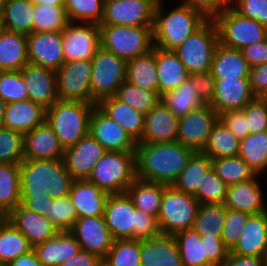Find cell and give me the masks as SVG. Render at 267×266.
<instances>
[{
  "label": "cell",
  "instance_id": "cell-53",
  "mask_svg": "<svg viewBox=\"0 0 267 266\" xmlns=\"http://www.w3.org/2000/svg\"><path fill=\"white\" fill-rule=\"evenodd\" d=\"M24 161V134L0 128V163L21 164Z\"/></svg>",
  "mask_w": 267,
  "mask_h": 266
},
{
  "label": "cell",
  "instance_id": "cell-35",
  "mask_svg": "<svg viewBox=\"0 0 267 266\" xmlns=\"http://www.w3.org/2000/svg\"><path fill=\"white\" fill-rule=\"evenodd\" d=\"M27 63V35L0 28V71H20Z\"/></svg>",
  "mask_w": 267,
  "mask_h": 266
},
{
  "label": "cell",
  "instance_id": "cell-57",
  "mask_svg": "<svg viewBox=\"0 0 267 266\" xmlns=\"http://www.w3.org/2000/svg\"><path fill=\"white\" fill-rule=\"evenodd\" d=\"M232 8L241 16L267 27V0H237Z\"/></svg>",
  "mask_w": 267,
  "mask_h": 266
},
{
  "label": "cell",
  "instance_id": "cell-5",
  "mask_svg": "<svg viewBox=\"0 0 267 266\" xmlns=\"http://www.w3.org/2000/svg\"><path fill=\"white\" fill-rule=\"evenodd\" d=\"M96 104L57 100L46 109L47 124L64 149L74 146L89 133L90 116Z\"/></svg>",
  "mask_w": 267,
  "mask_h": 266
},
{
  "label": "cell",
  "instance_id": "cell-65",
  "mask_svg": "<svg viewBox=\"0 0 267 266\" xmlns=\"http://www.w3.org/2000/svg\"><path fill=\"white\" fill-rule=\"evenodd\" d=\"M20 204L32 212H37L47 217L49 197L43 198H21Z\"/></svg>",
  "mask_w": 267,
  "mask_h": 266
},
{
  "label": "cell",
  "instance_id": "cell-61",
  "mask_svg": "<svg viewBox=\"0 0 267 266\" xmlns=\"http://www.w3.org/2000/svg\"><path fill=\"white\" fill-rule=\"evenodd\" d=\"M249 82L252 93L256 97H265L267 94V64L251 67Z\"/></svg>",
  "mask_w": 267,
  "mask_h": 266
},
{
  "label": "cell",
  "instance_id": "cell-22",
  "mask_svg": "<svg viewBox=\"0 0 267 266\" xmlns=\"http://www.w3.org/2000/svg\"><path fill=\"white\" fill-rule=\"evenodd\" d=\"M20 71L29 100L42 105L45 109L58 100L54 70L27 63Z\"/></svg>",
  "mask_w": 267,
  "mask_h": 266
},
{
  "label": "cell",
  "instance_id": "cell-15",
  "mask_svg": "<svg viewBox=\"0 0 267 266\" xmlns=\"http://www.w3.org/2000/svg\"><path fill=\"white\" fill-rule=\"evenodd\" d=\"M218 120L219 114L209 104L191 111L178 120L177 142L195 152L202 151Z\"/></svg>",
  "mask_w": 267,
  "mask_h": 266
},
{
  "label": "cell",
  "instance_id": "cell-25",
  "mask_svg": "<svg viewBox=\"0 0 267 266\" xmlns=\"http://www.w3.org/2000/svg\"><path fill=\"white\" fill-rule=\"evenodd\" d=\"M6 218L25 235L32 247L45 242L59 232L46 216L27 210L21 204Z\"/></svg>",
  "mask_w": 267,
  "mask_h": 266
},
{
  "label": "cell",
  "instance_id": "cell-72",
  "mask_svg": "<svg viewBox=\"0 0 267 266\" xmlns=\"http://www.w3.org/2000/svg\"><path fill=\"white\" fill-rule=\"evenodd\" d=\"M6 217L0 212V224L4 221Z\"/></svg>",
  "mask_w": 267,
  "mask_h": 266
},
{
  "label": "cell",
  "instance_id": "cell-47",
  "mask_svg": "<svg viewBox=\"0 0 267 266\" xmlns=\"http://www.w3.org/2000/svg\"><path fill=\"white\" fill-rule=\"evenodd\" d=\"M115 97L144 115L161 100L157 91L146 90L127 81L118 88Z\"/></svg>",
  "mask_w": 267,
  "mask_h": 266
},
{
  "label": "cell",
  "instance_id": "cell-10",
  "mask_svg": "<svg viewBox=\"0 0 267 266\" xmlns=\"http://www.w3.org/2000/svg\"><path fill=\"white\" fill-rule=\"evenodd\" d=\"M222 45L239 49L267 38V27L256 20L241 16L232 7L223 8L213 18Z\"/></svg>",
  "mask_w": 267,
  "mask_h": 266
},
{
  "label": "cell",
  "instance_id": "cell-7",
  "mask_svg": "<svg viewBox=\"0 0 267 266\" xmlns=\"http://www.w3.org/2000/svg\"><path fill=\"white\" fill-rule=\"evenodd\" d=\"M99 26L100 46L125 61L144 55L153 48V27Z\"/></svg>",
  "mask_w": 267,
  "mask_h": 266
},
{
  "label": "cell",
  "instance_id": "cell-52",
  "mask_svg": "<svg viewBox=\"0 0 267 266\" xmlns=\"http://www.w3.org/2000/svg\"><path fill=\"white\" fill-rule=\"evenodd\" d=\"M227 190L228 185L216 175L211 167L203 176V181L193 196L199 204H219L225 202Z\"/></svg>",
  "mask_w": 267,
  "mask_h": 266
},
{
  "label": "cell",
  "instance_id": "cell-41",
  "mask_svg": "<svg viewBox=\"0 0 267 266\" xmlns=\"http://www.w3.org/2000/svg\"><path fill=\"white\" fill-rule=\"evenodd\" d=\"M212 167L211 158L201 151L194 152L172 186L194 195L203 181V176Z\"/></svg>",
  "mask_w": 267,
  "mask_h": 266
},
{
  "label": "cell",
  "instance_id": "cell-16",
  "mask_svg": "<svg viewBox=\"0 0 267 266\" xmlns=\"http://www.w3.org/2000/svg\"><path fill=\"white\" fill-rule=\"evenodd\" d=\"M65 62L91 60L100 47V26L97 23L69 22L62 30Z\"/></svg>",
  "mask_w": 267,
  "mask_h": 266
},
{
  "label": "cell",
  "instance_id": "cell-18",
  "mask_svg": "<svg viewBox=\"0 0 267 266\" xmlns=\"http://www.w3.org/2000/svg\"><path fill=\"white\" fill-rule=\"evenodd\" d=\"M107 151L88 133L63 153L65 169L74 180L88 179L96 163Z\"/></svg>",
  "mask_w": 267,
  "mask_h": 266
},
{
  "label": "cell",
  "instance_id": "cell-34",
  "mask_svg": "<svg viewBox=\"0 0 267 266\" xmlns=\"http://www.w3.org/2000/svg\"><path fill=\"white\" fill-rule=\"evenodd\" d=\"M156 66L159 80V94L178 88L190 73L172 50L156 47Z\"/></svg>",
  "mask_w": 267,
  "mask_h": 266
},
{
  "label": "cell",
  "instance_id": "cell-27",
  "mask_svg": "<svg viewBox=\"0 0 267 266\" xmlns=\"http://www.w3.org/2000/svg\"><path fill=\"white\" fill-rule=\"evenodd\" d=\"M257 175L255 178L228 186L224 205L230 210H239L249 214L267 211L263 188Z\"/></svg>",
  "mask_w": 267,
  "mask_h": 266
},
{
  "label": "cell",
  "instance_id": "cell-28",
  "mask_svg": "<svg viewBox=\"0 0 267 266\" xmlns=\"http://www.w3.org/2000/svg\"><path fill=\"white\" fill-rule=\"evenodd\" d=\"M140 266H183L174 235L141 240Z\"/></svg>",
  "mask_w": 267,
  "mask_h": 266
},
{
  "label": "cell",
  "instance_id": "cell-68",
  "mask_svg": "<svg viewBox=\"0 0 267 266\" xmlns=\"http://www.w3.org/2000/svg\"><path fill=\"white\" fill-rule=\"evenodd\" d=\"M6 104L7 103L0 97V128L3 127Z\"/></svg>",
  "mask_w": 267,
  "mask_h": 266
},
{
  "label": "cell",
  "instance_id": "cell-44",
  "mask_svg": "<svg viewBox=\"0 0 267 266\" xmlns=\"http://www.w3.org/2000/svg\"><path fill=\"white\" fill-rule=\"evenodd\" d=\"M239 146L240 140L218 120L201 152L211 159L231 157L238 155Z\"/></svg>",
  "mask_w": 267,
  "mask_h": 266
},
{
  "label": "cell",
  "instance_id": "cell-64",
  "mask_svg": "<svg viewBox=\"0 0 267 266\" xmlns=\"http://www.w3.org/2000/svg\"><path fill=\"white\" fill-rule=\"evenodd\" d=\"M99 259L100 257L95 253L80 250L60 266H95Z\"/></svg>",
  "mask_w": 267,
  "mask_h": 266
},
{
  "label": "cell",
  "instance_id": "cell-26",
  "mask_svg": "<svg viewBox=\"0 0 267 266\" xmlns=\"http://www.w3.org/2000/svg\"><path fill=\"white\" fill-rule=\"evenodd\" d=\"M229 253L267 258V211L250 214L239 241Z\"/></svg>",
  "mask_w": 267,
  "mask_h": 266
},
{
  "label": "cell",
  "instance_id": "cell-42",
  "mask_svg": "<svg viewBox=\"0 0 267 266\" xmlns=\"http://www.w3.org/2000/svg\"><path fill=\"white\" fill-rule=\"evenodd\" d=\"M32 248L25 235L5 218L0 224V264L7 265Z\"/></svg>",
  "mask_w": 267,
  "mask_h": 266
},
{
  "label": "cell",
  "instance_id": "cell-63",
  "mask_svg": "<svg viewBox=\"0 0 267 266\" xmlns=\"http://www.w3.org/2000/svg\"><path fill=\"white\" fill-rule=\"evenodd\" d=\"M223 266H267V258L229 253Z\"/></svg>",
  "mask_w": 267,
  "mask_h": 266
},
{
  "label": "cell",
  "instance_id": "cell-71",
  "mask_svg": "<svg viewBox=\"0 0 267 266\" xmlns=\"http://www.w3.org/2000/svg\"><path fill=\"white\" fill-rule=\"evenodd\" d=\"M8 0H0V11L4 8V5L6 4Z\"/></svg>",
  "mask_w": 267,
  "mask_h": 266
},
{
  "label": "cell",
  "instance_id": "cell-6",
  "mask_svg": "<svg viewBox=\"0 0 267 266\" xmlns=\"http://www.w3.org/2000/svg\"><path fill=\"white\" fill-rule=\"evenodd\" d=\"M135 179V152L107 151L87 180L108 194H121L126 192Z\"/></svg>",
  "mask_w": 267,
  "mask_h": 266
},
{
  "label": "cell",
  "instance_id": "cell-59",
  "mask_svg": "<svg viewBox=\"0 0 267 266\" xmlns=\"http://www.w3.org/2000/svg\"><path fill=\"white\" fill-rule=\"evenodd\" d=\"M205 104H210L215 94V79L210 71L191 73L189 76Z\"/></svg>",
  "mask_w": 267,
  "mask_h": 266
},
{
  "label": "cell",
  "instance_id": "cell-39",
  "mask_svg": "<svg viewBox=\"0 0 267 266\" xmlns=\"http://www.w3.org/2000/svg\"><path fill=\"white\" fill-rule=\"evenodd\" d=\"M165 186L161 183L136 178L127 188L126 193L131 198L135 208L158 218Z\"/></svg>",
  "mask_w": 267,
  "mask_h": 266
},
{
  "label": "cell",
  "instance_id": "cell-67",
  "mask_svg": "<svg viewBox=\"0 0 267 266\" xmlns=\"http://www.w3.org/2000/svg\"><path fill=\"white\" fill-rule=\"evenodd\" d=\"M35 6L40 4H47L53 6H64L65 0H29Z\"/></svg>",
  "mask_w": 267,
  "mask_h": 266
},
{
  "label": "cell",
  "instance_id": "cell-55",
  "mask_svg": "<svg viewBox=\"0 0 267 266\" xmlns=\"http://www.w3.org/2000/svg\"><path fill=\"white\" fill-rule=\"evenodd\" d=\"M249 213L239 210H226L223 229L221 231V238L224 245L231 250L239 241L242 230L247 222Z\"/></svg>",
  "mask_w": 267,
  "mask_h": 266
},
{
  "label": "cell",
  "instance_id": "cell-62",
  "mask_svg": "<svg viewBox=\"0 0 267 266\" xmlns=\"http://www.w3.org/2000/svg\"><path fill=\"white\" fill-rule=\"evenodd\" d=\"M183 4L201 11L207 18L213 19L225 6L219 0H183Z\"/></svg>",
  "mask_w": 267,
  "mask_h": 266
},
{
  "label": "cell",
  "instance_id": "cell-24",
  "mask_svg": "<svg viewBox=\"0 0 267 266\" xmlns=\"http://www.w3.org/2000/svg\"><path fill=\"white\" fill-rule=\"evenodd\" d=\"M65 149L45 121L24 134V160L62 159Z\"/></svg>",
  "mask_w": 267,
  "mask_h": 266
},
{
  "label": "cell",
  "instance_id": "cell-49",
  "mask_svg": "<svg viewBox=\"0 0 267 266\" xmlns=\"http://www.w3.org/2000/svg\"><path fill=\"white\" fill-rule=\"evenodd\" d=\"M104 0H65L64 8L69 22L100 24Z\"/></svg>",
  "mask_w": 267,
  "mask_h": 266
},
{
  "label": "cell",
  "instance_id": "cell-69",
  "mask_svg": "<svg viewBox=\"0 0 267 266\" xmlns=\"http://www.w3.org/2000/svg\"><path fill=\"white\" fill-rule=\"evenodd\" d=\"M225 7H232L237 0H219Z\"/></svg>",
  "mask_w": 267,
  "mask_h": 266
},
{
  "label": "cell",
  "instance_id": "cell-66",
  "mask_svg": "<svg viewBox=\"0 0 267 266\" xmlns=\"http://www.w3.org/2000/svg\"><path fill=\"white\" fill-rule=\"evenodd\" d=\"M6 266H44L38 259L34 249L18 256L10 261Z\"/></svg>",
  "mask_w": 267,
  "mask_h": 266
},
{
  "label": "cell",
  "instance_id": "cell-8",
  "mask_svg": "<svg viewBox=\"0 0 267 266\" xmlns=\"http://www.w3.org/2000/svg\"><path fill=\"white\" fill-rule=\"evenodd\" d=\"M183 266H223L229 249L221 237L201 236L193 228L174 235Z\"/></svg>",
  "mask_w": 267,
  "mask_h": 266
},
{
  "label": "cell",
  "instance_id": "cell-32",
  "mask_svg": "<svg viewBox=\"0 0 267 266\" xmlns=\"http://www.w3.org/2000/svg\"><path fill=\"white\" fill-rule=\"evenodd\" d=\"M33 249L44 266H60L81 250L70 231H59L45 242L35 245Z\"/></svg>",
  "mask_w": 267,
  "mask_h": 266
},
{
  "label": "cell",
  "instance_id": "cell-51",
  "mask_svg": "<svg viewBox=\"0 0 267 266\" xmlns=\"http://www.w3.org/2000/svg\"><path fill=\"white\" fill-rule=\"evenodd\" d=\"M47 219L59 231H70L78 219L76 209L69 196L49 198Z\"/></svg>",
  "mask_w": 267,
  "mask_h": 266
},
{
  "label": "cell",
  "instance_id": "cell-9",
  "mask_svg": "<svg viewBox=\"0 0 267 266\" xmlns=\"http://www.w3.org/2000/svg\"><path fill=\"white\" fill-rule=\"evenodd\" d=\"M199 207L198 200L190 194L165 186L158 214L161 234L175 235L179 231L191 229Z\"/></svg>",
  "mask_w": 267,
  "mask_h": 266
},
{
  "label": "cell",
  "instance_id": "cell-60",
  "mask_svg": "<svg viewBox=\"0 0 267 266\" xmlns=\"http://www.w3.org/2000/svg\"><path fill=\"white\" fill-rule=\"evenodd\" d=\"M241 52L250 68L267 64V38L261 42L243 47Z\"/></svg>",
  "mask_w": 267,
  "mask_h": 266
},
{
  "label": "cell",
  "instance_id": "cell-48",
  "mask_svg": "<svg viewBox=\"0 0 267 266\" xmlns=\"http://www.w3.org/2000/svg\"><path fill=\"white\" fill-rule=\"evenodd\" d=\"M69 24L64 6L36 5L33 32L62 31Z\"/></svg>",
  "mask_w": 267,
  "mask_h": 266
},
{
  "label": "cell",
  "instance_id": "cell-56",
  "mask_svg": "<svg viewBox=\"0 0 267 266\" xmlns=\"http://www.w3.org/2000/svg\"><path fill=\"white\" fill-rule=\"evenodd\" d=\"M248 120V135L267 130V100L255 97L244 108Z\"/></svg>",
  "mask_w": 267,
  "mask_h": 266
},
{
  "label": "cell",
  "instance_id": "cell-36",
  "mask_svg": "<svg viewBox=\"0 0 267 266\" xmlns=\"http://www.w3.org/2000/svg\"><path fill=\"white\" fill-rule=\"evenodd\" d=\"M34 8L29 0H8L0 11V28L29 35L33 32Z\"/></svg>",
  "mask_w": 267,
  "mask_h": 266
},
{
  "label": "cell",
  "instance_id": "cell-14",
  "mask_svg": "<svg viewBox=\"0 0 267 266\" xmlns=\"http://www.w3.org/2000/svg\"><path fill=\"white\" fill-rule=\"evenodd\" d=\"M157 0L105 1L99 25L153 27Z\"/></svg>",
  "mask_w": 267,
  "mask_h": 266
},
{
  "label": "cell",
  "instance_id": "cell-58",
  "mask_svg": "<svg viewBox=\"0 0 267 266\" xmlns=\"http://www.w3.org/2000/svg\"><path fill=\"white\" fill-rule=\"evenodd\" d=\"M219 121L239 140L248 136V120L243 109L222 112L219 114Z\"/></svg>",
  "mask_w": 267,
  "mask_h": 266
},
{
  "label": "cell",
  "instance_id": "cell-19",
  "mask_svg": "<svg viewBox=\"0 0 267 266\" xmlns=\"http://www.w3.org/2000/svg\"><path fill=\"white\" fill-rule=\"evenodd\" d=\"M89 133L106 151L135 152L137 142L97 106L94 107L90 116Z\"/></svg>",
  "mask_w": 267,
  "mask_h": 266
},
{
  "label": "cell",
  "instance_id": "cell-30",
  "mask_svg": "<svg viewBox=\"0 0 267 266\" xmlns=\"http://www.w3.org/2000/svg\"><path fill=\"white\" fill-rule=\"evenodd\" d=\"M96 106L106 116L119 124L136 142L142 138L145 123L144 114L115 96L101 99Z\"/></svg>",
  "mask_w": 267,
  "mask_h": 266
},
{
  "label": "cell",
  "instance_id": "cell-45",
  "mask_svg": "<svg viewBox=\"0 0 267 266\" xmlns=\"http://www.w3.org/2000/svg\"><path fill=\"white\" fill-rule=\"evenodd\" d=\"M211 162L216 175L228 186L253 179L257 176L253 169L238 155L213 158Z\"/></svg>",
  "mask_w": 267,
  "mask_h": 266
},
{
  "label": "cell",
  "instance_id": "cell-38",
  "mask_svg": "<svg viewBox=\"0 0 267 266\" xmlns=\"http://www.w3.org/2000/svg\"><path fill=\"white\" fill-rule=\"evenodd\" d=\"M20 201V164L0 163V212L6 217Z\"/></svg>",
  "mask_w": 267,
  "mask_h": 266
},
{
  "label": "cell",
  "instance_id": "cell-23",
  "mask_svg": "<svg viewBox=\"0 0 267 266\" xmlns=\"http://www.w3.org/2000/svg\"><path fill=\"white\" fill-rule=\"evenodd\" d=\"M255 97L249 78L215 79V94L209 105L221 114L228 110L243 109Z\"/></svg>",
  "mask_w": 267,
  "mask_h": 266
},
{
  "label": "cell",
  "instance_id": "cell-46",
  "mask_svg": "<svg viewBox=\"0 0 267 266\" xmlns=\"http://www.w3.org/2000/svg\"><path fill=\"white\" fill-rule=\"evenodd\" d=\"M226 210L224 203L199 204L192 228L201 236L221 237Z\"/></svg>",
  "mask_w": 267,
  "mask_h": 266
},
{
  "label": "cell",
  "instance_id": "cell-40",
  "mask_svg": "<svg viewBox=\"0 0 267 266\" xmlns=\"http://www.w3.org/2000/svg\"><path fill=\"white\" fill-rule=\"evenodd\" d=\"M162 102L178 117L186 116L191 111L202 107L205 103L194 87V81L189 77L178 88L161 95Z\"/></svg>",
  "mask_w": 267,
  "mask_h": 266
},
{
  "label": "cell",
  "instance_id": "cell-54",
  "mask_svg": "<svg viewBox=\"0 0 267 266\" xmlns=\"http://www.w3.org/2000/svg\"><path fill=\"white\" fill-rule=\"evenodd\" d=\"M0 97L6 103L28 100L21 71H0Z\"/></svg>",
  "mask_w": 267,
  "mask_h": 266
},
{
  "label": "cell",
  "instance_id": "cell-4",
  "mask_svg": "<svg viewBox=\"0 0 267 266\" xmlns=\"http://www.w3.org/2000/svg\"><path fill=\"white\" fill-rule=\"evenodd\" d=\"M163 7V0L158 1L152 34L153 46L164 50L176 49L209 19L201 11L183 3L167 13Z\"/></svg>",
  "mask_w": 267,
  "mask_h": 266
},
{
  "label": "cell",
  "instance_id": "cell-21",
  "mask_svg": "<svg viewBox=\"0 0 267 266\" xmlns=\"http://www.w3.org/2000/svg\"><path fill=\"white\" fill-rule=\"evenodd\" d=\"M179 118L160 100L145 114L144 131L137 143L176 142Z\"/></svg>",
  "mask_w": 267,
  "mask_h": 266
},
{
  "label": "cell",
  "instance_id": "cell-20",
  "mask_svg": "<svg viewBox=\"0 0 267 266\" xmlns=\"http://www.w3.org/2000/svg\"><path fill=\"white\" fill-rule=\"evenodd\" d=\"M70 232L81 250L104 258L110 251L114 238L106 225L104 216L78 218Z\"/></svg>",
  "mask_w": 267,
  "mask_h": 266
},
{
  "label": "cell",
  "instance_id": "cell-13",
  "mask_svg": "<svg viewBox=\"0 0 267 266\" xmlns=\"http://www.w3.org/2000/svg\"><path fill=\"white\" fill-rule=\"evenodd\" d=\"M91 68V60L64 62L55 71L58 100L91 103Z\"/></svg>",
  "mask_w": 267,
  "mask_h": 266
},
{
  "label": "cell",
  "instance_id": "cell-37",
  "mask_svg": "<svg viewBox=\"0 0 267 266\" xmlns=\"http://www.w3.org/2000/svg\"><path fill=\"white\" fill-rule=\"evenodd\" d=\"M126 81L146 90L159 93L156 66V47L148 53L127 61Z\"/></svg>",
  "mask_w": 267,
  "mask_h": 266
},
{
  "label": "cell",
  "instance_id": "cell-31",
  "mask_svg": "<svg viewBox=\"0 0 267 266\" xmlns=\"http://www.w3.org/2000/svg\"><path fill=\"white\" fill-rule=\"evenodd\" d=\"M46 109L31 100L6 104L3 127L25 134L43 124Z\"/></svg>",
  "mask_w": 267,
  "mask_h": 266
},
{
  "label": "cell",
  "instance_id": "cell-1",
  "mask_svg": "<svg viewBox=\"0 0 267 266\" xmlns=\"http://www.w3.org/2000/svg\"><path fill=\"white\" fill-rule=\"evenodd\" d=\"M195 151L179 142L137 143L136 178L171 186Z\"/></svg>",
  "mask_w": 267,
  "mask_h": 266
},
{
  "label": "cell",
  "instance_id": "cell-50",
  "mask_svg": "<svg viewBox=\"0 0 267 266\" xmlns=\"http://www.w3.org/2000/svg\"><path fill=\"white\" fill-rule=\"evenodd\" d=\"M141 240H114L104 257L111 266H140Z\"/></svg>",
  "mask_w": 267,
  "mask_h": 266
},
{
  "label": "cell",
  "instance_id": "cell-11",
  "mask_svg": "<svg viewBox=\"0 0 267 266\" xmlns=\"http://www.w3.org/2000/svg\"><path fill=\"white\" fill-rule=\"evenodd\" d=\"M91 63V103L97 104L103 98L115 96L126 81L127 61L100 46Z\"/></svg>",
  "mask_w": 267,
  "mask_h": 266
},
{
  "label": "cell",
  "instance_id": "cell-70",
  "mask_svg": "<svg viewBox=\"0 0 267 266\" xmlns=\"http://www.w3.org/2000/svg\"><path fill=\"white\" fill-rule=\"evenodd\" d=\"M95 266H111L105 258H100Z\"/></svg>",
  "mask_w": 267,
  "mask_h": 266
},
{
  "label": "cell",
  "instance_id": "cell-12",
  "mask_svg": "<svg viewBox=\"0 0 267 266\" xmlns=\"http://www.w3.org/2000/svg\"><path fill=\"white\" fill-rule=\"evenodd\" d=\"M219 36L213 19H208L173 51L191 73L210 71Z\"/></svg>",
  "mask_w": 267,
  "mask_h": 266
},
{
  "label": "cell",
  "instance_id": "cell-29",
  "mask_svg": "<svg viewBox=\"0 0 267 266\" xmlns=\"http://www.w3.org/2000/svg\"><path fill=\"white\" fill-rule=\"evenodd\" d=\"M108 196L107 192L87 179L73 180L69 193L78 218L104 216Z\"/></svg>",
  "mask_w": 267,
  "mask_h": 266
},
{
  "label": "cell",
  "instance_id": "cell-2",
  "mask_svg": "<svg viewBox=\"0 0 267 266\" xmlns=\"http://www.w3.org/2000/svg\"><path fill=\"white\" fill-rule=\"evenodd\" d=\"M104 219L114 240H144L161 234L157 218L135 208L126 192L109 194Z\"/></svg>",
  "mask_w": 267,
  "mask_h": 266
},
{
  "label": "cell",
  "instance_id": "cell-43",
  "mask_svg": "<svg viewBox=\"0 0 267 266\" xmlns=\"http://www.w3.org/2000/svg\"><path fill=\"white\" fill-rule=\"evenodd\" d=\"M240 156L257 175H261L267 169V130L255 134H249L240 140Z\"/></svg>",
  "mask_w": 267,
  "mask_h": 266
},
{
  "label": "cell",
  "instance_id": "cell-33",
  "mask_svg": "<svg viewBox=\"0 0 267 266\" xmlns=\"http://www.w3.org/2000/svg\"><path fill=\"white\" fill-rule=\"evenodd\" d=\"M249 70L241 50L217 44L210 69L214 79L249 78Z\"/></svg>",
  "mask_w": 267,
  "mask_h": 266
},
{
  "label": "cell",
  "instance_id": "cell-17",
  "mask_svg": "<svg viewBox=\"0 0 267 266\" xmlns=\"http://www.w3.org/2000/svg\"><path fill=\"white\" fill-rule=\"evenodd\" d=\"M62 31L32 32L27 35L29 63L57 71L65 62Z\"/></svg>",
  "mask_w": 267,
  "mask_h": 266
},
{
  "label": "cell",
  "instance_id": "cell-3",
  "mask_svg": "<svg viewBox=\"0 0 267 266\" xmlns=\"http://www.w3.org/2000/svg\"><path fill=\"white\" fill-rule=\"evenodd\" d=\"M73 180L62 159L24 160L20 164L21 198L69 196Z\"/></svg>",
  "mask_w": 267,
  "mask_h": 266
}]
</instances>
